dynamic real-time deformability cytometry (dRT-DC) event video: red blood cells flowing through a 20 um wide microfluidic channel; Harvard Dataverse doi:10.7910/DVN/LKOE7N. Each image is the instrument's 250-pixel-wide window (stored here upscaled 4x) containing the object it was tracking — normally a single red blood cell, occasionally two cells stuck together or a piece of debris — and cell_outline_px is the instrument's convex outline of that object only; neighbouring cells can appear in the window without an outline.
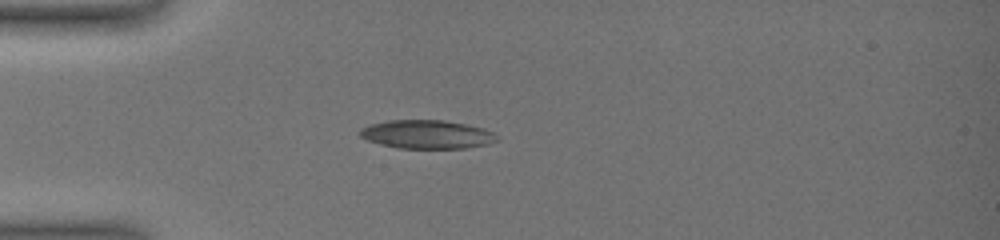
{"species": "common noctule bat (a hibernating species)", "species_latin": "Nyctalus noctula", "temperature_condition": "warm", "stored_images_in_passage": 4, "camera_frame_rate_fps": 3000, "um_per_image_px": 0.085, "animal": {"sex": "female", "body_mass_g": 19.0, "forearm_length_mm": 51.5}, "frame": {"image": 1, "passage_image": 1, "time_ms": 0.0, "image_size_px": [1000, 240], "cell_outline_px": [[500, 140], [488, 144], [464, 148], [396, 148], [380, 144], [368, 140], [360, 136], [360, 128], [372, 124], [388, 120], [444, 120], [484, 128], [500, 136]], "centroid_in_image_um": [36.32, 11.42], "position_along_channel_um": 48.7, "area_um2": 22.83}}